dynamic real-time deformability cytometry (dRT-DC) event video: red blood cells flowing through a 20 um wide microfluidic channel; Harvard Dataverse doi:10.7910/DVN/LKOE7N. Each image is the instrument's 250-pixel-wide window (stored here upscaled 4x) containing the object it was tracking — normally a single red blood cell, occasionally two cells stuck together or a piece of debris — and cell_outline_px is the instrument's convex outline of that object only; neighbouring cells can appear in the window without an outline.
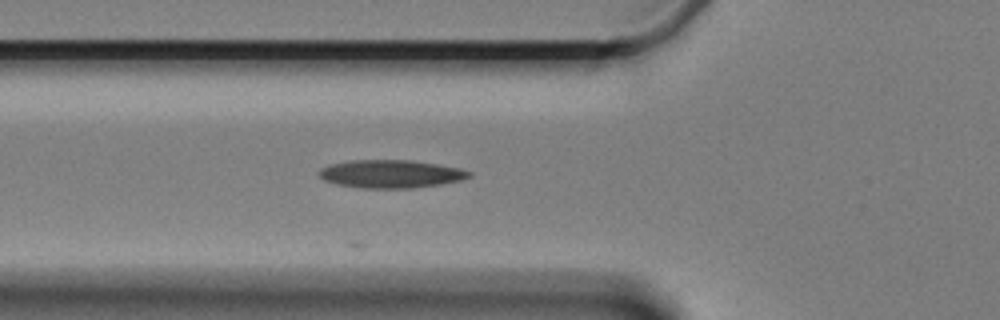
{"species": "Egyptian fruit bat (a non-hibernating species)", "species_latin": "Rousettus aegyptiacus", "temperature_condition": "cold", "stored_images_in_passage": 15, "camera_frame_rate_fps": 3000, "um_per_image_px": 0.085, "animal": {"sex": "female"}, "frame": {"image": 1, "passage_image": 3, "time_ms": 0.667, "image_size_px": [1000, 320], "cell_outline_px": [[472, 176], [460, 180], [440, 184], [412, 188], [360, 188], [336, 184], [324, 180], [320, 176], [320, 168], [332, 164], [352, 160], [412, 160], [460, 168], [472, 172]], "centroid_in_image_um": [33.23, 14.78], "position_along_channel_um": 92.6, "area_um2": 24.39}}
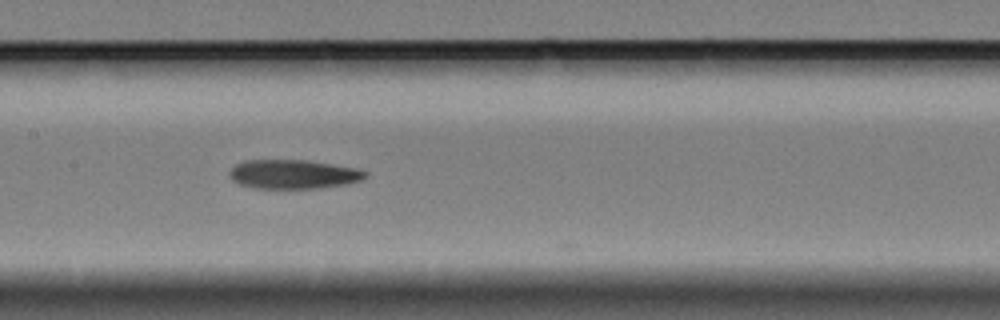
{"frame": {"image": 2, "passage_image": 11, "time_ms": 3.333, "image_size_px": [1000, 320], "cell_outline_px": [[368, 176], [360, 180], [348, 184], [320, 188], [256, 188], [240, 184], [232, 180], [228, 176], [228, 172], [236, 164], [244, 160], [308, 160], [356, 168], [368, 172]], "centroid_in_image_um": [24.94, 14.81], "position_along_channel_um": 182.5, "area_um2": 23.12}}
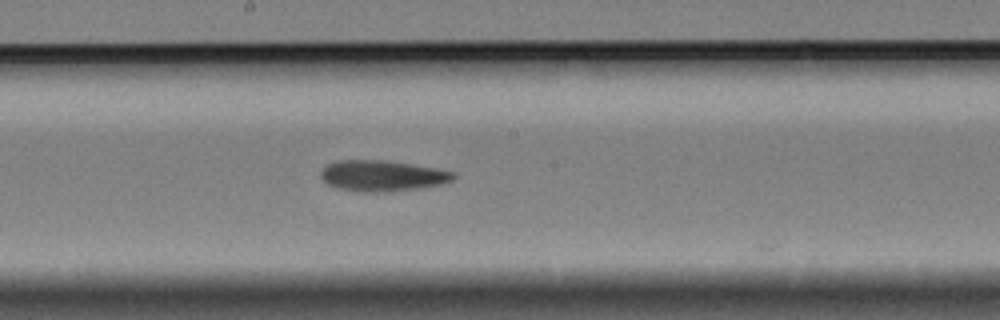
{"frame": {"image": 3, "passage_image": 14, "time_ms": 4.333, "image_size_px": [1000, 320], "cell_outline_px": [[456, 176], [452, 180], [440, 184], [416, 188], [384, 192], [372, 192], [340, 188], [328, 184], [320, 176], [320, 172], [328, 164], [336, 160], [384, 160], [436, 168], [456, 172]], "centroid_in_image_um": [32.5, 14.92], "position_along_channel_um": 215.7, "area_um2": 23.47}}